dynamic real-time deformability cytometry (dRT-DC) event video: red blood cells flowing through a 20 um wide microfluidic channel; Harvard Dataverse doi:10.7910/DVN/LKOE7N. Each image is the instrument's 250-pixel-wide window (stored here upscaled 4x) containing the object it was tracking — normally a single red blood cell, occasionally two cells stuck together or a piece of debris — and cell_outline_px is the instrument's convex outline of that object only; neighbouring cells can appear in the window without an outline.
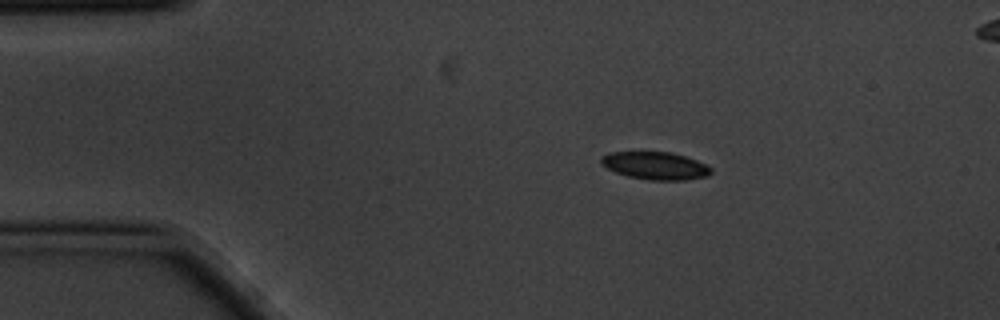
{"species": "common noctule bat (a hibernating species)", "species_latin": "Nyctalus noctula", "temperature_condition": "cold", "stored_images_in_passage": 4, "camera_frame_rate_fps": 3000, "um_per_image_px": 0.085, "animal": {"sex": "male", "body_mass_g": 20.1, "forearm_length_mm": 53.5}, "frame": {"image": 1, "passage_image": 2, "time_ms": 0.333, "image_size_px": [1000, 320], "cell_outline_px": [[712, 172], [708, 176], [684, 180], [648, 180], [628, 176], [616, 172], [608, 168], [600, 160], [600, 156], [608, 152], [672, 152], [696, 160], [712, 168]], "centroid_in_image_um": [55.71, 14.08], "position_along_channel_um": 29.3, "area_um2": 17.63}}